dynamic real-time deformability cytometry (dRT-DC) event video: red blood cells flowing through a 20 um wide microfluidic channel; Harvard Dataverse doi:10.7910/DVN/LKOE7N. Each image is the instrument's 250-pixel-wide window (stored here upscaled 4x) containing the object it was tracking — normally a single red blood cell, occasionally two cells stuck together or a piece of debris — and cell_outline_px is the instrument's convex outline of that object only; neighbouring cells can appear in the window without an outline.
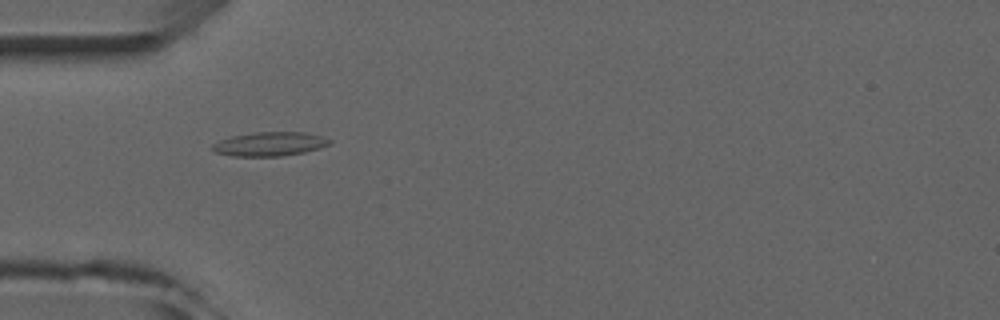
{"species": "common noctule bat (a hibernating species)", "species_latin": "Nyctalus noctula", "temperature_condition": "room temperature", "stored_images_in_passage": 4, "camera_frame_rate_fps": 3000, "um_per_image_px": 0.085, "animal": {"sex": "male", "forearm_length_mm": 52.5}, "frame": {"image": 1, "passage_image": 1, "time_ms": 0.0, "image_size_px": [1000, 320], "cell_outline_px": [[332, 144], [304, 152], [280, 156], [232, 156], [216, 152], [212, 148], [212, 144], [220, 140], [232, 136], [252, 132], [304, 132], [320, 136], [332, 140]], "centroid_in_image_um": [22.93, 12.23], "position_along_channel_um": 62.1, "area_um2": 16.3}}
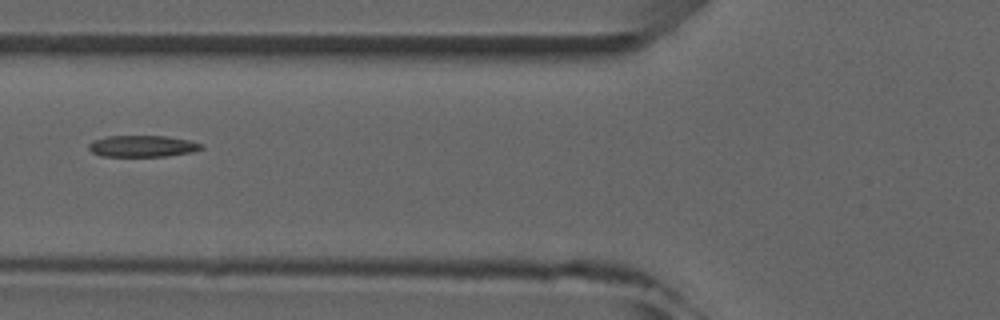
{"frame": {"image": 2, "passage_image": 2, "time_ms": 1.333, "image_size_px": [1000, 320], "cell_outline_px": [[204, 148], [192, 152], [168, 156], [100, 156], [92, 152], [88, 148], [88, 144], [96, 140], [108, 136], [168, 136], [188, 140], [204, 144]], "centroid_in_image_um": [12.15, 12.42], "position_along_channel_um": 113.7, "area_um2": 14.1}}
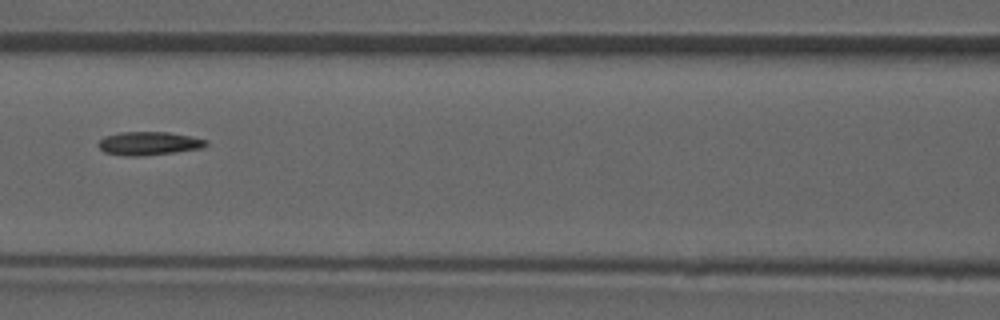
{"frame": {"image": 3, "passage_image": 3, "time_ms": 2.333, "image_size_px": [1000, 320], "cell_outline_px": [[208, 144], [204, 148], [176, 152], [140, 156], [124, 156], [104, 152], [96, 144], [104, 136], [120, 132], [168, 132], [208, 140]], "centroid_in_image_um": [12.64, 12.19], "position_along_channel_um": 154.0, "area_um2": 14.8}}